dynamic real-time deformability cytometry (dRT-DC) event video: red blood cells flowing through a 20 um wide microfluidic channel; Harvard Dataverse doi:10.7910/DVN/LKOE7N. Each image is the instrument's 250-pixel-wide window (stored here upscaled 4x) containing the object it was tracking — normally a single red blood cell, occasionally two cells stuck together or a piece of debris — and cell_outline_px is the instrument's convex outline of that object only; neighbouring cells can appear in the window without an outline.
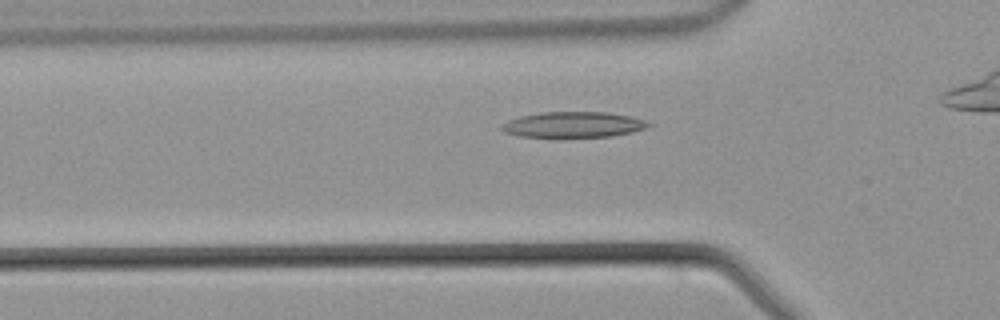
{"species": "common noctule bat (a hibernating species)", "species_latin": "Nyctalus noctula", "temperature_condition": "warm", "stored_images_in_passage": 27, "camera_frame_rate_fps": 3000, "um_per_image_px": 0.085, "animal": {"sex": "male", "body_mass_g": 21.5, "forearm_length_mm": 52.0}, "frame": {"image": 1, "passage_image": 5, "time_ms": 1.333, "image_size_px": [1000, 320], "cell_outline_px": [[656, 124], [632, 132], [612, 136], [520, 136], [504, 132], [500, 128], [500, 124], [508, 120], [520, 116], [540, 112], [604, 112], [632, 116]], "centroid_in_image_um": [48.74, 10.57], "position_along_channel_um": 77.1, "area_um2": 21.79}}
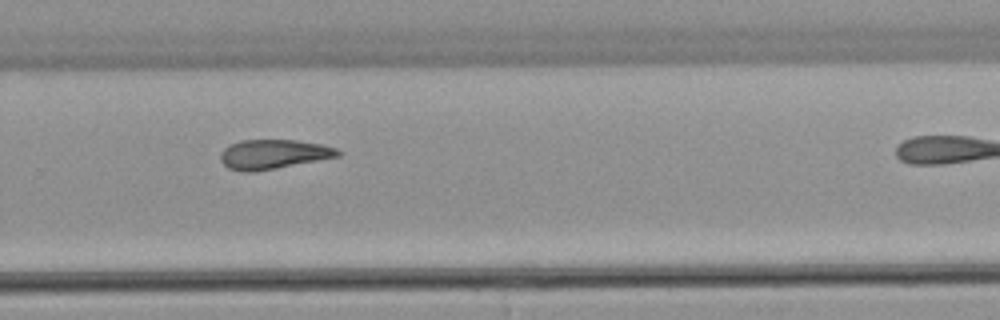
{"frame": {"image": 2, "passage_image": 20, "time_ms": 6.333, "image_size_px": [1000, 320], "cell_outline_px": [[344, 152], [340, 156], [256, 172], [240, 172], [228, 168], [220, 160], [220, 152], [228, 144], [240, 140], [296, 140], [320, 144], [336, 148]], "centroid_in_image_um": [23.21, 13.11], "position_along_channel_um": 306.6, "area_um2": 20.4}}
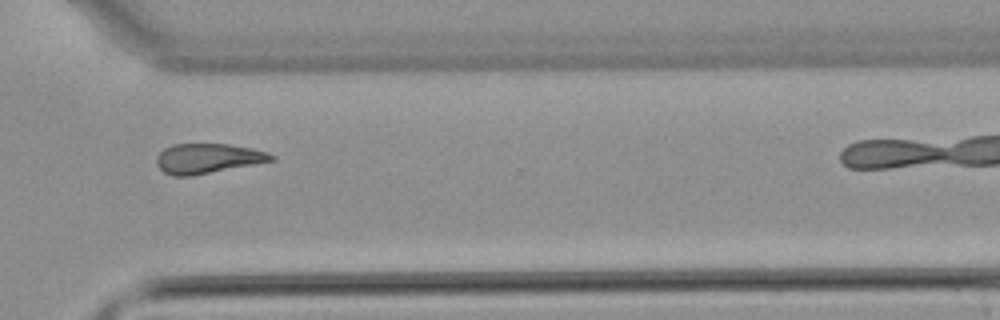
{"frame": {"image": 3, "passage_image": 23, "time_ms": 7.333, "image_size_px": [1000, 320], "cell_outline_px": [[276, 160], [188, 176], [176, 176], [164, 172], [156, 164], [156, 156], [164, 148], [172, 144], [228, 144], [252, 148], [268, 152], [276, 156]], "centroid_in_image_um": [17.66, 13.45], "position_along_channel_um": 352.9, "area_um2": 19.83}}